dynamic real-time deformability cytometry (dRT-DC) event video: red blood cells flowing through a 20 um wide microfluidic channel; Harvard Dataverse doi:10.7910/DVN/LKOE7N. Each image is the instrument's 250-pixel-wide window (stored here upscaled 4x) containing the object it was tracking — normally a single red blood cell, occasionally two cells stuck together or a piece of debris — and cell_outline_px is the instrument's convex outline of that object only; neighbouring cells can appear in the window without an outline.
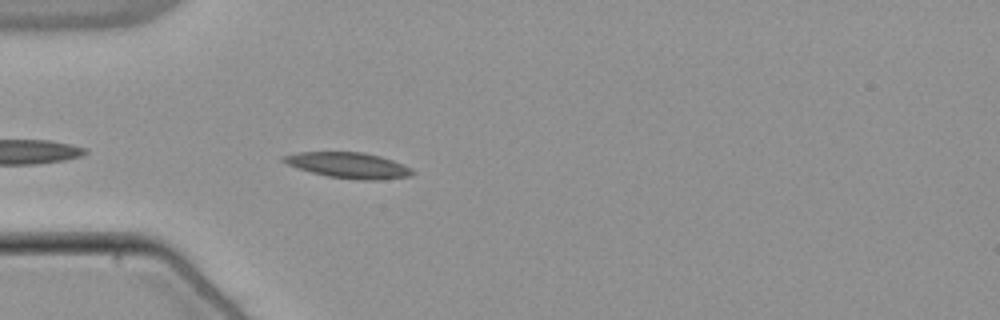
{"species": "common noctule bat (a hibernating species)", "species_latin": "Nyctalus noctula", "temperature_condition": "warm", "stored_images_in_passage": 16, "camera_frame_rate_fps": 3000, "um_per_image_px": 0.085, "animal": {"sex": "male", "body_mass_g": 21.5, "forearm_length_mm": 52.0}, "frame": {"image": 1, "passage_image": 3, "time_ms": 0.667, "image_size_px": [1000, 320], "cell_outline_px": [[416, 172], [412, 176], [376, 180], [360, 180], [328, 176], [312, 172], [288, 164], [280, 160], [284, 156], [300, 152], [364, 152], [380, 156], [404, 164], [412, 168]], "centroid_in_image_um": [29.7, 14.05], "position_along_channel_um": 55.3, "area_um2": 19.19}}
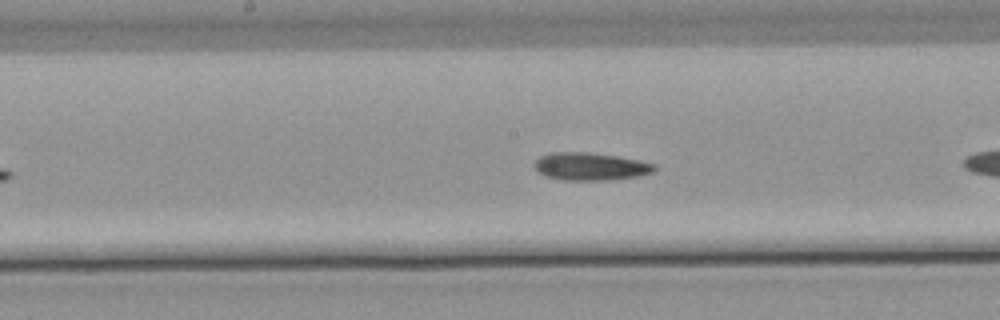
{"frame": {"image": 2, "passage_image": 12, "time_ms": 3.667, "image_size_px": [1000, 320], "cell_outline_px": [[656, 168], [652, 172], [636, 176], [612, 180], [564, 180], [544, 176], [536, 172], [532, 164], [540, 156], [548, 152], [588, 152], [616, 156], [640, 160], [656, 164]], "centroid_in_image_um": [50.13, 14.14], "position_along_channel_um": 198.1, "area_um2": 19.59}}